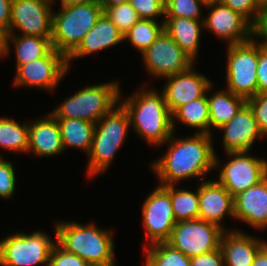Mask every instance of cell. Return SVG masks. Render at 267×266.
<instances>
[{
	"label": "cell",
	"mask_w": 267,
	"mask_h": 266,
	"mask_svg": "<svg viewBox=\"0 0 267 266\" xmlns=\"http://www.w3.org/2000/svg\"><path fill=\"white\" fill-rule=\"evenodd\" d=\"M165 142L169 143L164 153L149 167L160 180L161 186L173 185L181 180L207 177L215 170V150L210 134H197L183 138L174 135Z\"/></svg>",
	"instance_id": "6da1fadb"
},
{
	"label": "cell",
	"mask_w": 267,
	"mask_h": 266,
	"mask_svg": "<svg viewBox=\"0 0 267 266\" xmlns=\"http://www.w3.org/2000/svg\"><path fill=\"white\" fill-rule=\"evenodd\" d=\"M229 160L221 167L215 154V169L220 167L218 182L235 197L237 194L258 184L267 176V160L254 157L249 151L226 152Z\"/></svg>",
	"instance_id": "9c48e42d"
},
{
	"label": "cell",
	"mask_w": 267,
	"mask_h": 266,
	"mask_svg": "<svg viewBox=\"0 0 267 266\" xmlns=\"http://www.w3.org/2000/svg\"><path fill=\"white\" fill-rule=\"evenodd\" d=\"M207 101L210 114V135H212L211 129L213 131V128L215 130L225 125L247 103L245 98L226 89L217 90L212 95L207 94Z\"/></svg>",
	"instance_id": "cb8c5ba5"
},
{
	"label": "cell",
	"mask_w": 267,
	"mask_h": 266,
	"mask_svg": "<svg viewBox=\"0 0 267 266\" xmlns=\"http://www.w3.org/2000/svg\"><path fill=\"white\" fill-rule=\"evenodd\" d=\"M226 90L246 100L258 93V43L250 40L227 46Z\"/></svg>",
	"instance_id": "52a82bcc"
},
{
	"label": "cell",
	"mask_w": 267,
	"mask_h": 266,
	"mask_svg": "<svg viewBox=\"0 0 267 266\" xmlns=\"http://www.w3.org/2000/svg\"><path fill=\"white\" fill-rule=\"evenodd\" d=\"M28 128V153L33 152L37 157H53L64 152L59 125L51 113L28 123Z\"/></svg>",
	"instance_id": "7402d4cb"
},
{
	"label": "cell",
	"mask_w": 267,
	"mask_h": 266,
	"mask_svg": "<svg viewBox=\"0 0 267 266\" xmlns=\"http://www.w3.org/2000/svg\"><path fill=\"white\" fill-rule=\"evenodd\" d=\"M53 6L42 0H12L10 30L24 36L52 38Z\"/></svg>",
	"instance_id": "5bb4252c"
},
{
	"label": "cell",
	"mask_w": 267,
	"mask_h": 266,
	"mask_svg": "<svg viewBox=\"0 0 267 266\" xmlns=\"http://www.w3.org/2000/svg\"><path fill=\"white\" fill-rule=\"evenodd\" d=\"M205 3L218 2L220 0H203Z\"/></svg>",
	"instance_id": "7dc6e473"
},
{
	"label": "cell",
	"mask_w": 267,
	"mask_h": 266,
	"mask_svg": "<svg viewBox=\"0 0 267 266\" xmlns=\"http://www.w3.org/2000/svg\"><path fill=\"white\" fill-rule=\"evenodd\" d=\"M206 6L203 0H165L164 17H186L195 20H204L202 16V6Z\"/></svg>",
	"instance_id": "1f68e13d"
},
{
	"label": "cell",
	"mask_w": 267,
	"mask_h": 266,
	"mask_svg": "<svg viewBox=\"0 0 267 266\" xmlns=\"http://www.w3.org/2000/svg\"><path fill=\"white\" fill-rule=\"evenodd\" d=\"M252 266H267V242L257 251Z\"/></svg>",
	"instance_id": "7bdbcfd3"
},
{
	"label": "cell",
	"mask_w": 267,
	"mask_h": 266,
	"mask_svg": "<svg viewBox=\"0 0 267 266\" xmlns=\"http://www.w3.org/2000/svg\"><path fill=\"white\" fill-rule=\"evenodd\" d=\"M69 72L67 58L54 48L44 57L16 65L14 86L56 90L59 81Z\"/></svg>",
	"instance_id": "8fae6325"
},
{
	"label": "cell",
	"mask_w": 267,
	"mask_h": 266,
	"mask_svg": "<svg viewBox=\"0 0 267 266\" xmlns=\"http://www.w3.org/2000/svg\"><path fill=\"white\" fill-rule=\"evenodd\" d=\"M126 2H129V0H99L102 7H113Z\"/></svg>",
	"instance_id": "bcb514c9"
},
{
	"label": "cell",
	"mask_w": 267,
	"mask_h": 266,
	"mask_svg": "<svg viewBox=\"0 0 267 266\" xmlns=\"http://www.w3.org/2000/svg\"><path fill=\"white\" fill-rule=\"evenodd\" d=\"M144 247L145 266H191L190 257L185 256L167 242Z\"/></svg>",
	"instance_id": "4dcf8cb0"
},
{
	"label": "cell",
	"mask_w": 267,
	"mask_h": 266,
	"mask_svg": "<svg viewBox=\"0 0 267 266\" xmlns=\"http://www.w3.org/2000/svg\"><path fill=\"white\" fill-rule=\"evenodd\" d=\"M234 218L254 229L267 228V176L234 197Z\"/></svg>",
	"instance_id": "d6986e66"
},
{
	"label": "cell",
	"mask_w": 267,
	"mask_h": 266,
	"mask_svg": "<svg viewBox=\"0 0 267 266\" xmlns=\"http://www.w3.org/2000/svg\"><path fill=\"white\" fill-rule=\"evenodd\" d=\"M264 4H267V0H261Z\"/></svg>",
	"instance_id": "681fc988"
},
{
	"label": "cell",
	"mask_w": 267,
	"mask_h": 266,
	"mask_svg": "<svg viewBox=\"0 0 267 266\" xmlns=\"http://www.w3.org/2000/svg\"><path fill=\"white\" fill-rule=\"evenodd\" d=\"M224 231L219 225L202 219L180 221L176 222L167 243L192 258L219 249Z\"/></svg>",
	"instance_id": "30bf717a"
},
{
	"label": "cell",
	"mask_w": 267,
	"mask_h": 266,
	"mask_svg": "<svg viewBox=\"0 0 267 266\" xmlns=\"http://www.w3.org/2000/svg\"><path fill=\"white\" fill-rule=\"evenodd\" d=\"M6 36L7 33L2 28H0V58H4L6 51Z\"/></svg>",
	"instance_id": "f6af8a7d"
},
{
	"label": "cell",
	"mask_w": 267,
	"mask_h": 266,
	"mask_svg": "<svg viewBox=\"0 0 267 266\" xmlns=\"http://www.w3.org/2000/svg\"><path fill=\"white\" fill-rule=\"evenodd\" d=\"M82 3H99V0H60L61 6H71Z\"/></svg>",
	"instance_id": "ee69618b"
},
{
	"label": "cell",
	"mask_w": 267,
	"mask_h": 266,
	"mask_svg": "<svg viewBox=\"0 0 267 266\" xmlns=\"http://www.w3.org/2000/svg\"><path fill=\"white\" fill-rule=\"evenodd\" d=\"M57 122L64 151L68 147H73L83 150L88 155L91 150L96 124L75 118L57 119Z\"/></svg>",
	"instance_id": "4316f807"
},
{
	"label": "cell",
	"mask_w": 267,
	"mask_h": 266,
	"mask_svg": "<svg viewBox=\"0 0 267 266\" xmlns=\"http://www.w3.org/2000/svg\"><path fill=\"white\" fill-rule=\"evenodd\" d=\"M119 103L128 113L131 128L151 147L162 146L174 133L163 92L143 87Z\"/></svg>",
	"instance_id": "7a4b0ae2"
},
{
	"label": "cell",
	"mask_w": 267,
	"mask_h": 266,
	"mask_svg": "<svg viewBox=\"0 0 267 266\" xmlns=\"http://www.w3.org/2000/svg\"><path fill=\"white\" fill-rule=\"evenodd\" d=\"M267 241L241 230H225L220 240L224 266H252L257 251Z\"/></svg>",
	"instance_id": "ffe728a7"
},
{
	"label": "cell",
	"mask_w": 267,
	"mask_h": 266,
	"mask_svg": "<svg viewBox=\"0 0 267 266\" xmlns=\"http://www.w3.org/2000/svg\"><path fill=\"white\" fill-rule=\"evenodd\" d=\"M19 34H7L6 51L4 57H8L9 47H15L16 65L26 64L46 56L52 49L51 38H41L38 36H24Z\"/></svg>",
	"instance_id": "d4e9b609"
},
{
	"label": "cell",
	"mask_w": 267,
	"mask_h": 266,
	"mask_svg": "<svg viewBox=\"0 0 267 266\" xmlns=\"http://www.w3.org/2000/svg\"><path fill=\"white\" fill-rule=\"evenodd\" d=\"M140 19L155 20L165 16V0H129Z\"/></svg>",
	"instance_id": "e575fe53"
},
{
	"label": "cell",
	"mask_w": 267,
	"mask_h": 266,
	"mask_svg": "<svg viewBox=\"0 0 267 266\" xmlns=\"http://www.w3.org/2000/svg\"><path fill=\"white\" fill-rule=\"evenodd\" d=\"M12 0H0V28L7 34L10 30Z\"/></svg>",
	"instance_id": "b9f144b4"
},
{
	"label": "cell",
	"mask_w": 267,
	"mask_h": 266,
	"mask_svg": "<svg viewBox=\"0 0 267 266\" xmlns=\"http://www.w3.org/2000/svg\"><path fill=\"white\" fill-rule=\"evenodd\" d=\"M129 127L131 125L128 113L120 103L96 123L91 150L87 156L88 179L109 169L126 140Z\"/></svg>",
	"instance_id": "277c9868"
},
{
	"label": "cell",
	"mask_w": 267,
	"mask_h": 266,
	"mask_svg": "<svg viewBox=\"0 0 267 266\" xmlns=\"http://www.w3.org/2000/svg\"><path fill=\"white\" fill-rule=\"evenodd\" d=\"M220 2L240 13L252 25L257 21L265 5L261 0H220Z\"/></svg>",
	"instance_id": "836d02e7"
},
{
	"label": "cell",
	"mask_w": 267,
	"mask_h": 266,
	"mask_svg": "<svg viewBox=\"0 0 267 266\" xmlns=\"http://www.w3.org/2000/svg\"><path fill=\"white\" fill-rule=\"evenodd\" d=\"M56 221V242L91 266H115L113 231L79 222Z\"/></svg>",
	"instance_id": "3957f363"
},
{
	"label": "cell",
	"mask_w": 267,
	"mask_h": 266,
	"mask_svg": "<svg viewBox=\"0 0 267 266\" xmlns=\"http://www.w3.org/2000/svg\"><path fill=\"white\" fill-rule=\"evenodd\" d=\"M48 266H91L76 254L64 250L57 242L52 248Z\"/></svg>",
	"instance_id": "8d00e7d4"
},
{
	"label": "cell",
	"mask_w": 267,
	"mask_h": 266,
	"mask_svg": "<svg viewBox=\"0 0 267 266\" xmlns=\"http://www.w3.org/2000/svg\"><path fill=\"white\" fill-rule=\"evenodd\" d=\"M247 104L253 111L260 132L267 137V92L257 93L254 97L247 99Z\"/></svg>",
	"instance_id": "74e56055"
},
{
	"label": "cell",
	"mask_w": 267,
	"mask_h": 266,
	"mask_svg": "<svg viewBox=\"0 0 267 266\" xmlns=\"http://www.w3.org/2000/svg\"><path fill=\"white\" fill-rule=\"evenodd\" d=\"M29 128L28 122L20 124L11 117H0V148L28 153ZM0 157H3L0 154Z\"/></svg>",
	"instance_id": "83f0119b"
},
{
	"label": "cell",
	"mask_w": 267,
	"mask_h": 266,
	"mask_svg": "<svg viewBox=\"0 0 267 266\" xmlns=\"http://www.w3.org/2000/svg\"><path fill=\"white\" fill-rule=\"evenodd\" d=\"M258 93L267 92V47L258 44Z\"/></svg>",
	"instance_id": "f35d334b"
},
{
	"label": "cell",
	"mask_w": 267,
	"mask_h": 266,
	"mask_svg": "<svg viewBox=\"0 0 267 266\" xmlns=\"http://www.w3.org/2000/svg\"><path fill=\"white\" fill-rule=\"evenodd\" d=\"M209 13L203 19L205 30L220 40H226L227 46L246 42L252 38V24L240 13L232 10L220 1L206 3Z\"/></svg>",
	"instance_id": "9a60e30c"
},
{
	"label": "cell",
	"mask_w": 267,
	"mask_h": 266,
	"mask_svg": "<svg viewBox=\"0 0 267 266\" xmlns=\"http://www.w3.org/2000/svg\"><path fill=\"white\" fill-rule=\"evenodd\" d=\"M43 231L17 232L0 241V266H48L56 240Z\"/></svg>",
	"instance_id": "ba28073f"
},
{
	"label": "cell",
	"mask_w": 267,
	"mask_h": 266,
	"mask_svg": "<svg viewBox=\"0 0 267 266\" xmlns=\"http://www.w3.org/2000/svg\"><path fill=\"white\" fill-rule=\"evenodd\" d=\"M141 56L147 72L166 78L188 70L195 62L163 31Z\"/></svg>",
	"instance_id": "7c38bea8"
},
{
	"label": "cell",
	"mask_w": 267,
	"mask_h": 266,
	"mask_svg": "<svg viewBox=\"0 0 267 266\" xmlns=\"http://www.w3.org/2000/svg\"><path fill=\"white\" fill-rule=\"evenodd\" d=\"M123 41V34L103 13L97 23L83 37L78 47L67 57L68 69L71 68V60L101 52L102 50L121 44Z\"/></svg>",
	"instance_id": "44dd1931"
},
{
	"label": "cell",
	"mask_w": 267,
	"mask_h": 266,
	"mask_svg": "<svg viewBox=\"0 0 267 266\" xmlns=\"http://www.w3.org/2000/svg\"><path fill=\"white\" fill-rule=\"evenodd\" d=\"M192 65L188 70L166 77L167 83L161 90L165 103L173 114L179 107L192 100L202 98L212 85L209 78L199 73Z\"/></svg>",
	"instance_id": "2e32d148"
},
{
	"label": "cell",
	"mask_w": 267,
	"mask_h": 266,
	"mask_svg": "<svg viewBox=\"0 0 267 266\" xmlns=\"http://www.w3.org/2000/svg\"><path fill=\"white\" fill-rule=\"evenodd\" d=\"M252 37L259 45L267 47V4L264 5L257 21L252 25ZM258 37L262 40H257Z\"/></svg>",
	"instance_id": "ab89813d"
},
{
	"label": "cell",
	"mask_w": 267,
	"mask_h": 266,
	"mask_svg": "<svg viewBox=\"0 0 267 266\" xmlns=\"http://www.w3.org/2000/svg\"><path fill=\"white\" fill-rule=\"evenodd\" d=\"M218 130L223 131L222 146L225 153L250 151L255 139L265 138L260 132L253 111L247 103Z\"/></svg>",
	"instance_id": "e0dca14e"
},
{
	"label": "cell",
	"mask_w": 267,
	"mask_h": 266,
	"mask_svg": "<svg viewBox=\"0 0 267 266\" xmlns=\"http://www.w3.org/2000/svg\"><path fill=\"white\" fill-rule=\"evenodd\" d=\"M16 174L14 164L0 157V197L9 199L15 193Z\"/></svg>",
	"instance_id": "d590c367"
},
{
	"label": "cell",
	"mask_w": 267,
	"mask_h": 266,
	"mask_svg": "<svg viewBox=\"0 0 267 266\" xmlns=\"http://www.w3.org/2000/svg\"><path fill=\"white\" fill-rule=\"evenodd\" d=\"M102 8L103 13L117 26L123 35L140 19L137 11L129 2Z\"/></svg>",
	"instance_id": "d6a6232c"
},
{
	"label": "cell",
	"mask_w": 267,
	"mask_h": 266,
	"mask_svg": "<svg viewBox=\"0 0 267 266\" xmlns=\"http://www.w3.org/2000/svg\"><path fill=\"white\" fill-rule=\"evenodd\" d=\"M191 266H224L221 249L190 258Z\"/></svg>",
	"instance_id": "60d3db41"
},
{
	"label": "cell",
	"mask_w": 267,
	"mask_h": 266,
	"mask_svg": "<svg viewBox=\"0 0 267 266\" xmlns=\"http://www.w3.org/2000/svg\"><path fill=\"white\" fill-rule=\"evenodd\" d=\"M229 215L234 218V197L217 180H204L199 183V219L221 224Z\"/></svg>",
	"instance_id": "ac0fdd59"
},
{
	"label": "cell",
	"mask_w": 267,
	"mask_h": 266,
	"mask_svg": "<svg viewBox=\"0 0 267 266\" xmlns=\"http://www.w3.org/2000/svg\"><path fill=\"white\" fill-rule=\"evenodd\" d=\"M53 12L52 47L66 58L78 47L83 37L103 14L100 3L60 6Z\"/></svg>",
	"instance_id": "8992f818"
},
{
	"label": "cell",
	"mask_w": 267,
	"mask_h": 266,
	"mask_svg": "<svg viewBox=\"0 0 267 266\" xmlns=\"http://www.w3.org/2000/svg\"><path fill=\"white\" fill-rule=\"evenodd\" d=\"M161 24L158 21L150 19H139L130 30L123 35L124 41L129 40L141 54L149 48L164 31V21Z\"/></svg>",
	"instance_id": "f546056e"
},
{
	"label": "cell",
	"mask_w": 267,
	"mask_h": 266,
	"mask_svg": "<svg viewBox=\"0 0 267 266\" xmlns=\"http://www.w3.org/2000/svg\"><path fill=\"white\" fill-rule=\"evenodd\" d=\"M213 84L207 89L206 94L197 100H192L179 107L172 114V125L175 132L176 125L174 121H180L185 126L195 128L197 134H210V114L207 101V93L212 90Z\"/></svg>",
	"instance_id": "484cf974"
},
{
	"label": "cell",
	"mask_w": 267,
	"mask_h": 266,
	"mask_svg": "<svg viewBox=\"0 0 267 266\" xmlns=\"http://www.w3.org/2000/svg\"><path fill=\"white\" fill-rule=\"evenodd\" d=\"M163 187L170 193L176 222L199 219V184L195 192L177 189L175 184Z\"/></svg>",
	"instance_id": "f1b7e54d"
},
{
	"label": "cell",
	"mask_w": 267,
	"mask_h": 266,
	"mask_svg": "<svg viewBox=\"0 0 267 266\" xmlns=\"http://www.w3.org/2000/svg\"><path fill=\"white\" fill-rule=\"evenodd\" d=\"M142 217L149 246L159 242H167L176 224L173 214L170 193L163 187L157 186L145 198L142 205Z\"/></svg>",
	"instance_id": "4fadbf2b"
},
{
	"label": "cell",
	"mask_w": 267,
	"mask_h": 266,
	"mask_svg": "<svg viewBox=\"0 0 267 266\" xmlns=\"http://www.w3.org/2000/svg\"><path fill=\"white\" fill-rule=\"evenodd\" d=\"M164 18V31L195 62L199 52L201 33L204 29L203 20L186 17Z\"/></svg>",
	"instance_id": "603a6c76"
},
{
	"label": "cell",
	"mask_w": 267,
	"mask_h": 266,
	"mask_svg": "<svg viewBox=\"0 0 267 266\" xmlns=\"http://www.w3.org/2000/svg\"><path fill=\"white\" fill-rule=\"evenodd\" d=\"M42 1H45V2L52 4V3H56L55 1H57V0H42Z\"/></svg>",
	"instance_id": "c3c4849f"
},
{
	"label": "cell",
	"mask_w": 267,
	"mask_h": 266,
	"mask_svg": "<svg viewBox=\"0 0 267 266\" xmlns=\"http://www.w3.org/2000/svg\"><path fill=\"white\" fill-rule=\"evenodd\" d=\"M117 81L86 86L69 96L50 113L56 119L75 118L97 123L121 100Z\"/></svg>",
	"instance_id": "5b68a950"
}]
</instances>
